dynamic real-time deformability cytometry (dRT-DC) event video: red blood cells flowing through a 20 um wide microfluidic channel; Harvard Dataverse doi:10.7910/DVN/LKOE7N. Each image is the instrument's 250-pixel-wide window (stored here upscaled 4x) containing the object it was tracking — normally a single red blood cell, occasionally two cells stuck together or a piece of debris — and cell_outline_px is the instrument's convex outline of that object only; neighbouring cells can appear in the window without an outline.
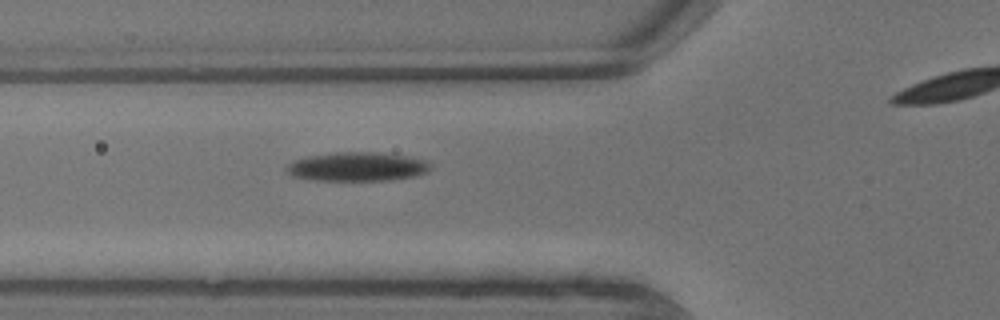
{"species": "common noctule bat (a hibernating species)", "species_latin": "Nyctalus noctula", "temperature_condition": "warm", "stored_images_in_passage": 4, "segment_of_instrument_passage": [1, 2], "camera_frame_rate_fps": 3000, "um_per_image_px": 0.085, "animal": {"sex": "male", "body_mass_g": 13.3}, "frame": {"image": 1, "passage_image": 3, "time_ms": 0.667, "image_size_px": [1000, 320], "cell_outline_px": [[432, 164], [428, 172], [416, 176], [392, 180], [316, 180], [292, 176], [288, 172], [288, 164], [296, 160], [308, 156], [336, 152], [376, 152], [404, 156], [428, 160]], "centroid_in_image_um": [30.43, 14.17], "position_along_channel_um": 95.4, "area_um2": 24.16}}